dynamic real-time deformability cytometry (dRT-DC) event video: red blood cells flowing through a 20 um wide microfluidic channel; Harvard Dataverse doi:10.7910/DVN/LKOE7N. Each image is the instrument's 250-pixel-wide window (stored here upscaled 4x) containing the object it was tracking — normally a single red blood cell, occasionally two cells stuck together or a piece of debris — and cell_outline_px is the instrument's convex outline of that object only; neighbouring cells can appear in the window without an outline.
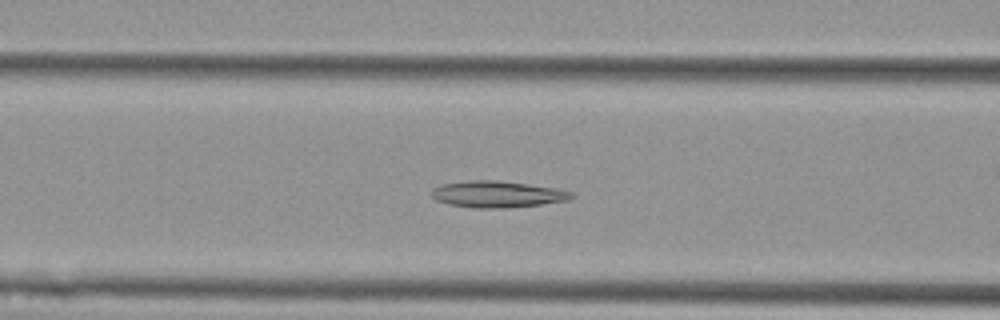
{"species": "Egyptian fruit bat (a non-hibernating species)", "species_latin": "Rousettus aegyptiacus", "temperature_condition": "cold", "stored_images_in_passage": 58, "camera_frame_rate_fps": 3000, "um_per_image_px": 0.085, "animal": {"sex": "female"}, "frame": {"image": 1, "passage_image": 23, "time_ms": 7.333, "image_size_px": [1000, 320], "cell_outline_px": [[576, 196], [568, 200], [540, 204], [504, 208], [476, 208], [448, 204], [436, 200], [432, 196], [432, 188], [440, 184], [468, 180], [500, 180], [556, 188], [572, 192]], "centroid_in_image_um": [42.25, 16.5], "position_along_channel_um": 124.3, "area_um2": 21.68}}
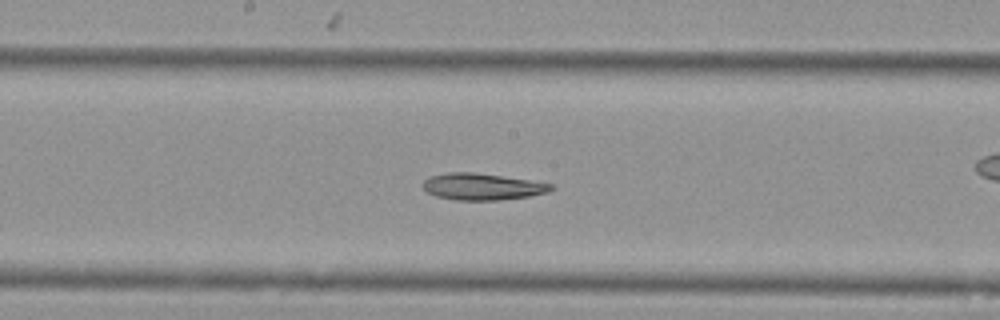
{"frame": {"image": 2, "passage_image": 30, "time_ms": 9.667, "image_size_px": [1000, 320], "cell_outline_px": [[556, 188], [548, 192], [528, 196], [496, 200], [456, 200], [436, 196], [428, 192], [420, 184], [428, 176], [448, 172], [472, 172], [528, 180], [552, 184]], "centroid_in_image_um": [40.94, 15.86], "position_along_channel_um": 207.3, "area_um2": 19.77}}
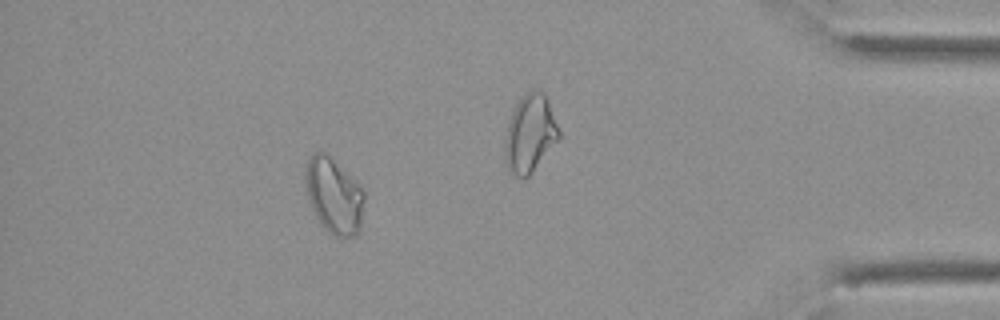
{"frame": {"image": 3, "passage_image": 51, "time_ms": 16.667, "image_size_px": [1000, 320], "cell_outline_px": [[364, 200], [360, 232], [356, 236], [336, 236], [328, 232], [320, 224], [308, 200], [304, 180], [304, 164], [312, 152], [324, 152], [352, 176], [360, 184], [364, 192]], "centroid_in_image_um": [28.36, 16.62], "position_along_channel_um": 406.8, "area_um2": 26.36}}